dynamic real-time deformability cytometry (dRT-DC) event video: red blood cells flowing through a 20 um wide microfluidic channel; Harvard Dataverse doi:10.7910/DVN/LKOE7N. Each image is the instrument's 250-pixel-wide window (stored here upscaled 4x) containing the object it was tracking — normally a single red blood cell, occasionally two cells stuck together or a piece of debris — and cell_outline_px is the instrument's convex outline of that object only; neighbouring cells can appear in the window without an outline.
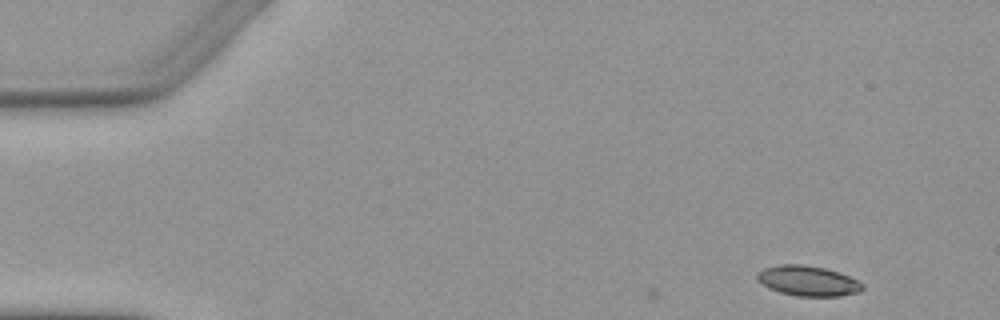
{"species": "Egyptian fruit bat (a non-hibernating species)", "species_latin": "Rousettus aegyptiacus", "temperature_condition": "warm", "stored_images_in_passage": 3, "camera_frame_rate_fps": 3000, "um_per_image_px": 0.085, "animal": {"sex": "female"}, "frame": {"image": 1, "passage_image": 1, "time_ms": 0.0, "image_size_px": [1000, 320], "cell_outline_px": [[864, 288], [860, 292], [840, 296], [796, 296], [780, 292], [768, 288], [756, 280], [756, 272], [764, 268], [780, 264], [800, 264], [824, 268], [840, 272], [864, 284]], "centroid_in_image_um": [68.65, 23.87], "position_along_channel_um": 16.3, "area_um2": 18.67}}